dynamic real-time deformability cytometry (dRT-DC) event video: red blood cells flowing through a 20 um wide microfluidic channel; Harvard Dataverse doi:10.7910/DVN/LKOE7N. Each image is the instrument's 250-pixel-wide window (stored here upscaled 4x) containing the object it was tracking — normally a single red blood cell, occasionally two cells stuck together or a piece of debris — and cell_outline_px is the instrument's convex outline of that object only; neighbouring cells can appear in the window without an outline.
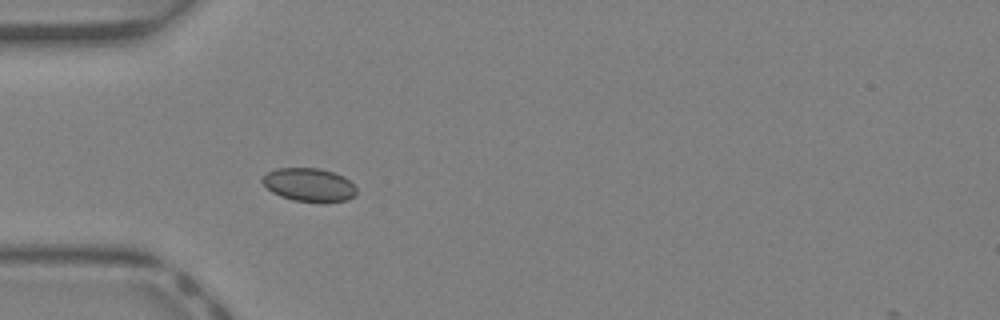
{"species": "Egyptian fruit bat (a non-hibernating species)", "species_latin": "Rousettus aegyptiacus", "temperature_condition": "warm", "stored_images_in_passage": 30, "camera_frame_rate_fps": 3000, "um_per_image_px": 0.085, "animal": {"sex": "female"}, "frame": {"image": 1, "passage_image": 1, "time_ms": 0.0, "image_size_px": [1000, 320], "cell_outline_px": [[356, 196], [348, 200], [324, 204], [320, 204], [292, 200], [280, 196], [272, 192], [260, 180], [268, 172], [276, 168], [320, 168], [344, 176], [356, 188]], "centroid_in_image_um": [26.3, 15.74], "position_along_channel_um": 58.7, "area_um2": 18.73}}
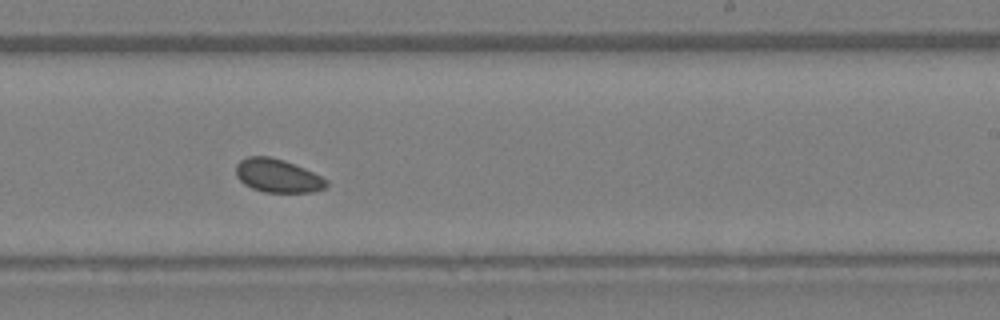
{"frame": {"image": 2, "passage_image": 14, "time_ms": 4.333, "image_size_px": [1000, 320], "cell_outline_px": [[328, 184], [324, 188], [312, 192], [264, 192], [252, 188], [244, 184], [236, 176], [236, 164], [240, 160], [248, 156], [268, 156], [284, 160], [304, 168], [328, 180]], "centroid_in_image_um": [23.58, 14.93], "position_along_channel_um": 265.4, "area_um2": 17.57}}
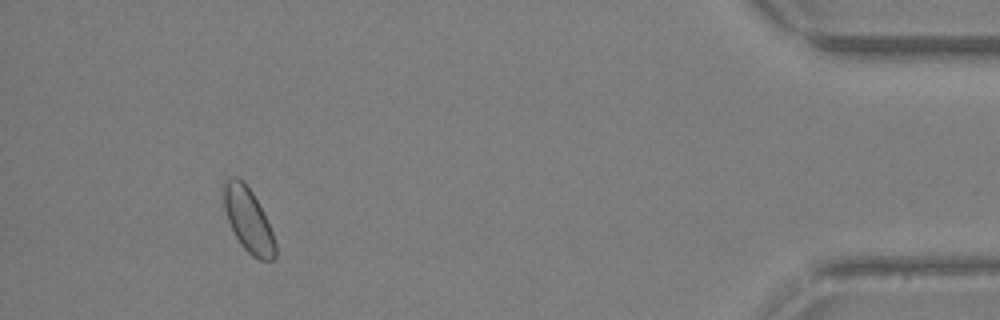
{"frame": {"image": 3, "passage_image": 27, "time_ms": 8.667, "image_size_px": [1000, 320], "cell_outline_px": [[276, 256], [272, 260], [260, 260], [252, 256], [240, 244], [228, 220], [224, 208], [220, 188], [224, 180], [232, 176], [236, 176], [252, 192], [272, 232], [276, 244]], "centroid_in_image_um": [21.05, 18.68], "position_along_channel_um": 414.1, "area_um2": 19.13}, "authors_computed_cell_mechanics": {"area_um2": 18.2359, "velocity_mm_per_s": 4.8986, "shape_relaxation_time_tau1_ms": 0.1617, "shape_relaxation_time_tau2_ms": null, "deformation_change_tau1": 0.0196, "deformation_change_tau2": null}}